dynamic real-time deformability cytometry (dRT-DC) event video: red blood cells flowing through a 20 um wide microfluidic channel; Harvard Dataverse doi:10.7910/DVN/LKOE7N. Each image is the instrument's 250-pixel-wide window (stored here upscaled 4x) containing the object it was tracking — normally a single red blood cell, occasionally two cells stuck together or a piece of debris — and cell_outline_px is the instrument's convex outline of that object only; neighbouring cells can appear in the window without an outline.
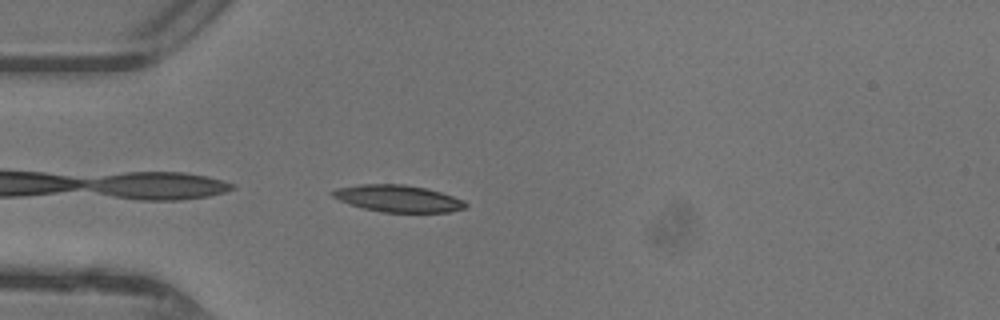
{"species": "common noctule bat (a hibernating species)", "species_latin": "Nyctalus noctula", "temperature_condition": "warm", "stored_images_in_passage": 28, "camera_frame_rate_fps": 3000, "um_per_image_px": 0.085, "animal": {"sex": "female"}, "frame": {"image": 1, "passage_image": 1, "time_ms": 0.0, "image_size_px": [1000, 320], "cell_outline_px": [[468, 204], [464, 208], [448, 212], [384, 212], [364, 208], [348, 204], [332, 196], [328, 192], [336, 188], [360, 184], [404, 184], [424, 188], [440, 192], [464, 200]], "centroid_in_image_um": [33.79, 16.87], "position_along_channel_um": 51.2, "area_um2": 20.75}}
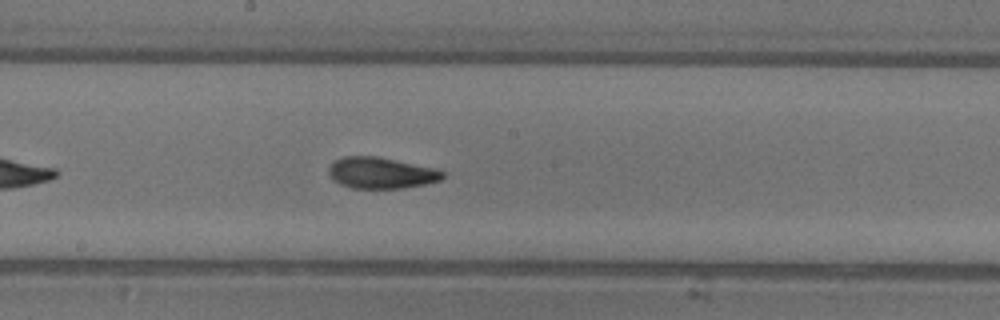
{"frame": {"image": 2, "passage_image": 13, "time_ms": 4.0, "image_size_px": [1000, 320], "cell_outline_px": [[444, 176], [440, 180], [424, 184], [404, 188], [352, 188], [340, 184], [332, 180], [328, 172], [328, 168], [336, 160], [344, 156], [376, 156], [436, 168], [444, 172]], "centroid_in_image_um": [32.38, 14.7], "position_along_channel_um": 215.8, "area_um2": 20.69}}
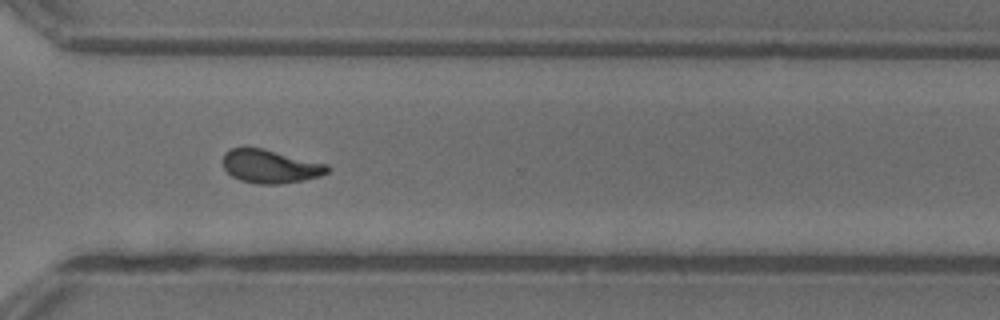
{"frame": {"image": 3, "passage_image": 22, "time_ms": 7.0, "image_size_px": [1000, 320], "cell_outline_px": [[328, 172], [320, 176], [304, 180], [280, 184], [256, 184], [240, 180], [232, 176], [224, 168], [224, 152], [232, 148], [264, 148], [328, 164]], "centroid_in_image_um": [22.99, 14.14], "position_along_channel_um": 347.6, "area_um2": 20.35}, "authors_computed_cell_mechanics": {"area_um2": 20.5479, "velocity_mm_per_s": 4.4169, "shape_relaxation_time_tau1_ms": 4.8176, "shape_relaxation_time_tau2_ms": 1.6216, "deformation_change_tau1": 0.2054, "deformation_change_tau2": 0.0837}}